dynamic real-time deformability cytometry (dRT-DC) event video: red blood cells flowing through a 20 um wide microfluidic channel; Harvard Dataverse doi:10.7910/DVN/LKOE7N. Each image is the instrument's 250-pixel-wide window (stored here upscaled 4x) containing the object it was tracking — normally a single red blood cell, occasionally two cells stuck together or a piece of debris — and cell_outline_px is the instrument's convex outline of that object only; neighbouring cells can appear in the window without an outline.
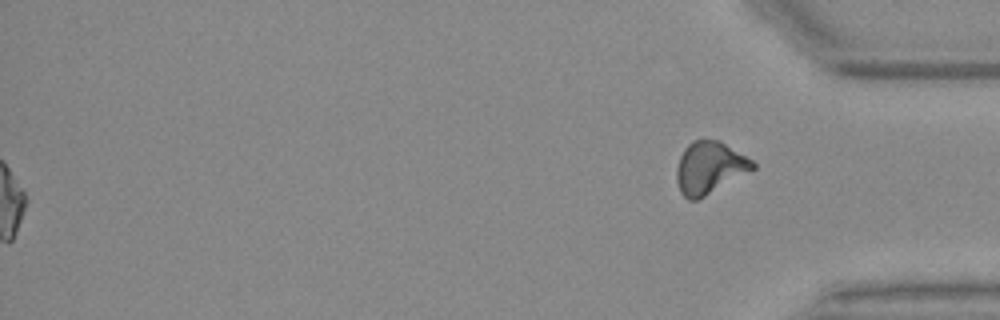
{"species": "Egyptian fruit bat (a non-hibernating species)", "species_latin": "Rousettus aegyptiacus", "temperature_condition": "warm", "stored_images_in_passage": 57, "segment_of_instrument_passage": [2, 2], "camera_frame_rate_fps": 3000, "um_per_image_px": 0.085, "animal": {"sex": "female"}, "frame": {"image": 1, "passage_image": 57, "time_ms": 18.667, "image_size_px": [1000, 320], "cell_outline_px": [[756, 168], [704, 196], [696, 200], [688, 200], [680, 192], [676, 180], [676, 168], [680, 156], [684, 148], [692, 140], [720, 140], [752, 160], [756, 164]], "centroid_in_image_um": [60.29, 14.24], "position_along_channel_um": 374.9, "area_um2": 23.0}}